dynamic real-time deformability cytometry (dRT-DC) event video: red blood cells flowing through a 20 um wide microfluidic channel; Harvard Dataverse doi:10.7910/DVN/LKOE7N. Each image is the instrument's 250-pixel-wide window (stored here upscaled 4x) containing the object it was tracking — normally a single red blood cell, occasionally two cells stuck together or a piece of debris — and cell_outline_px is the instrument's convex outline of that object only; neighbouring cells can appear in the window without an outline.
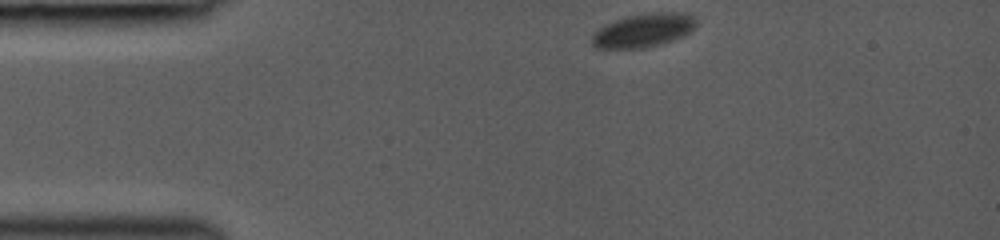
{"species": "common noctule bat (a hibernating species)", "species_latin": "Nyctalus noctula", "temperature_condition": "room temperature", "stored_images_in_passage": 6, "camera_frame_rate_fps": 3000, "um_per_image_px": 0.085, "animal": {"sex": "female", "body_mass_g": 19.0, "forearm_length_mm": 53.3}, "frame": {"image": 1, "passage_image": 1, "time_ms": 0.0, "image_size_px": [1000, 240], "cell_outline_px": [[696, 24], [684, 36], [648, 48], [596, 48], [592, 44], [592, 36], [596, 28], [604, 24], [624, 16], [652, 12], [680, 12], [692, 16], [696, 20]], "centroid_in_image_um": [54.64, 2.57], "position_along_channel_um": 30.4, "area_um2": 20.58}}
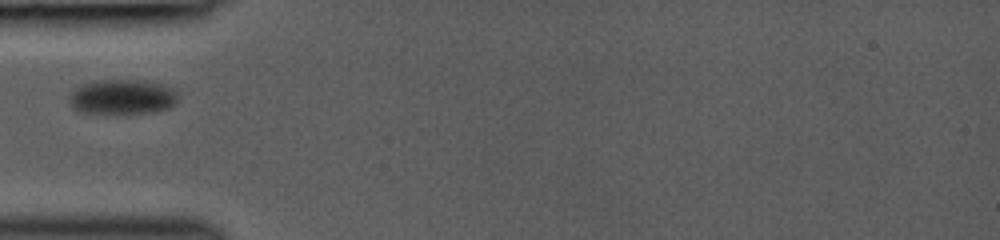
{"frame": {"image": 2, "passage_image": 5, "time_ms": 2.667, "image_size_px": [1000, 240], "cell_outline_px": [[176, 104], [168, 108], [152, 112], [80, 112], [72, 108], [68, 100], [72, 92], [76, 88], [92, 80], [144, 80], [160, 84], [176, 92]], "centroid_in_image_um": [10.36, 8.22], "position_along_channel_um": 74.6, "area_um2": 21.68}}